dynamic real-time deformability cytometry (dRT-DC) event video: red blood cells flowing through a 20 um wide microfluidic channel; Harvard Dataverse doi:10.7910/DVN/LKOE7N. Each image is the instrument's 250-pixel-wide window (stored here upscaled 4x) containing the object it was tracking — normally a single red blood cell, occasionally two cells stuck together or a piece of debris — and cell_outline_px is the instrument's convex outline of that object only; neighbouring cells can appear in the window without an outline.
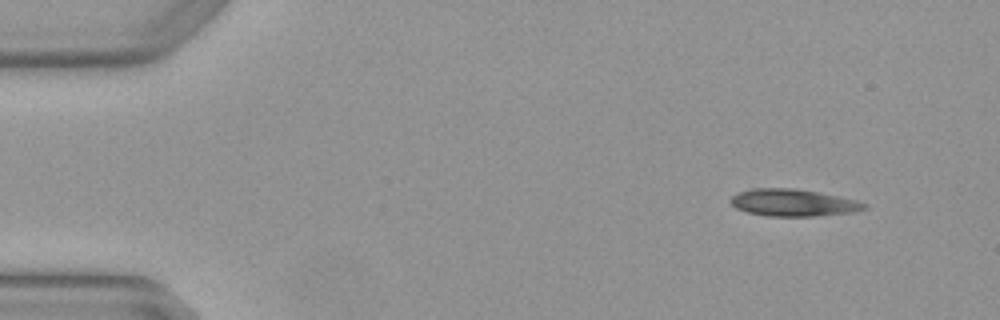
{"species": "Egyptian fruit bat (a non-hibernating species)", "species_latin": "Rousettus aegyptiacus", "temperature_condition": "warm", "stored_images_in_passage": 4, "camera_frame_rate_fps": 3000, "um_per_image_px": 0.085, "animal": {"sex": "female"}, "frame": {"image": 1, "passage_image": 1, "time_ms": 0.0, "image_size_px": [1000, 320], "cell_outline_px": [[868, 208], [856, 212], [816, 216], [768, 216], [748, 212], [736, 208], [728, 200], [736, 192], [752, 188], [796, 188], [856, 200], [868, 204]], "centroid_in_image_um": [67.41, 17.23], "position_along_channel_um": 17.6, "area_um2": 21.21}}